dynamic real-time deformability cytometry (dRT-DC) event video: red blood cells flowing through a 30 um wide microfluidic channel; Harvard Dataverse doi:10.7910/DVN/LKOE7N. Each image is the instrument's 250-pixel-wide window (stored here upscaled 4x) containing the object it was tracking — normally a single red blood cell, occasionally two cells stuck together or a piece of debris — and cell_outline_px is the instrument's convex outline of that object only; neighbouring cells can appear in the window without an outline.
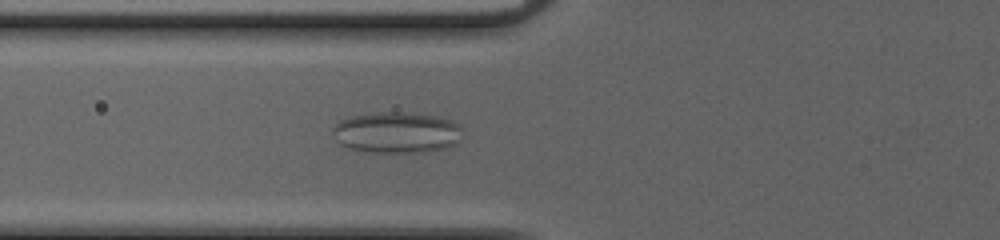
{"species": "common noctule bat (a hibernating species)", "species_latin": "Nyctalus noctula", "temperature_condition": "cold", "stored_images_in_passage": 56, "camera_frame_rate_fps": 3000, "um_per_image_px": 0.085, "animal": {"sex": "female", "body_mass_g": 20.0, "forearm_length_mm": 54.0}, "frame": {"image": 1, "passage_image": 24, "time_ms": 7.667, "image_size_px": [1000, 240], "cell_outline_px": [[460, 128], [456, 144], [444, 148], [428, 152], [368, 152], [348, 148], [340, 144], [336, 140], [332, 132], [332, 128], [340, 120], [348, 116], [376, 112], [404, 112], [436, 116], [452, 120]], "centroid_in_image_um": [33.65, 11.26], "position_along_channel_um": 92.2, "area_um2": 31.1}}
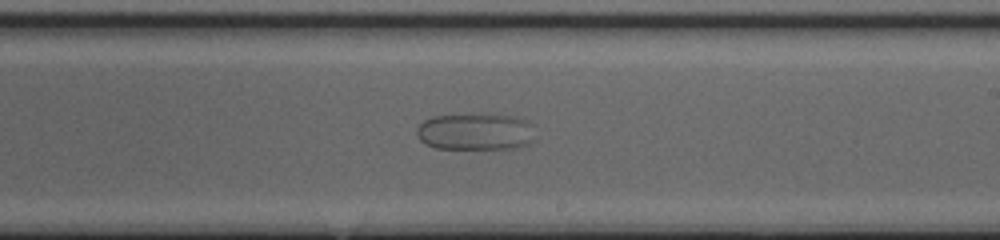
{"frame": {"image": 2, "passage_image": 36, "time_ms": 11.667, "image_size_px": [1000, 240], "cell_outline_px": [[532, 140], [528, 144], [516, 148], [436, 148], [424, 144], [420, 140], [416, 132], [416, 128], [424, 120], [432, 116], [520, 116], [528, 120]], "centroid_in_image_um": [40.36, 11.22], "position_along_channel_um": 248.6, "area_um2": 24.68}}
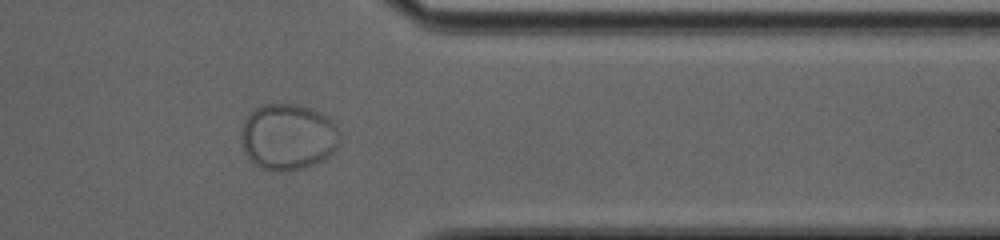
{"frame": {"image": 3, "passage_image": 47, "time_ms": 15.333, "image_size_px": [1000, 240], "cell_outline_px": [[340, 140], [336, 148], [328, 156], [304, 168], [260, 168], [244, 152], [240, 140], [240, 136], [244, 120], [248, 112], [264, 104], [300, 104], [320, 112], [328, 116], [332, 120], [340, 132]], "centroid_in_image_um": [24.47, 11.57], "position_along_channel_um": 386.9, "area_um2": 37.69}}